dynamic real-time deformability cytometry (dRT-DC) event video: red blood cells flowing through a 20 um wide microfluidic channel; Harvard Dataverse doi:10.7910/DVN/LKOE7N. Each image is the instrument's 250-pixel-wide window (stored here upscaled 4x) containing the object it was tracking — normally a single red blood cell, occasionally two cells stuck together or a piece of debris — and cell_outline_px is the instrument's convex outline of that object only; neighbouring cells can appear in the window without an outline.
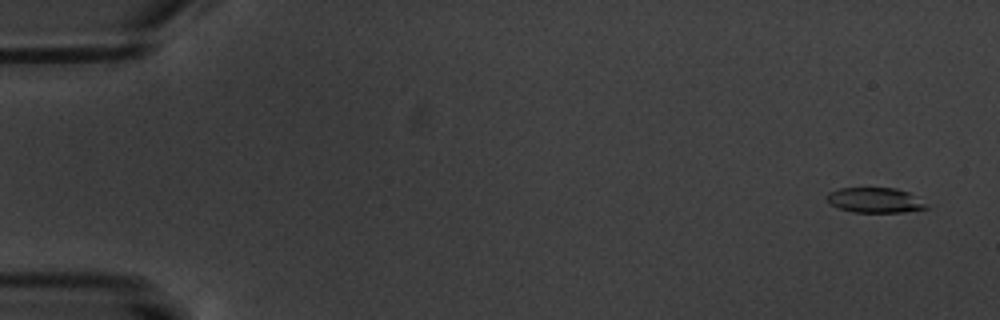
{"species": "common noctule bat (a hibernating species)", "species_latin": "Nyctalus noctula", "temperature_condition": "warm", "stored_images_in_passage": 7, "camera_frame_rate_fps": 3000, "um_per_image_px": 0.085, "animal": {"sex": "male", "body_mass_g": 20.1, "forearm_length_mm": 53.5}, "frame": {"image": 1, "passage_image": 1, "time_ms": 0.0, "image_size_px": [1000, 320], "cell_outline_px": [[928, 208], [904, 212], [852, 212], [828, 204], [828, 192], [840, 188], [896, 188], [908, 192], [928, 204]], "centroid_in_image_um": [74.38, 17.02], "position_along_channel_um": 10.6, "area_um2": 14.51}}
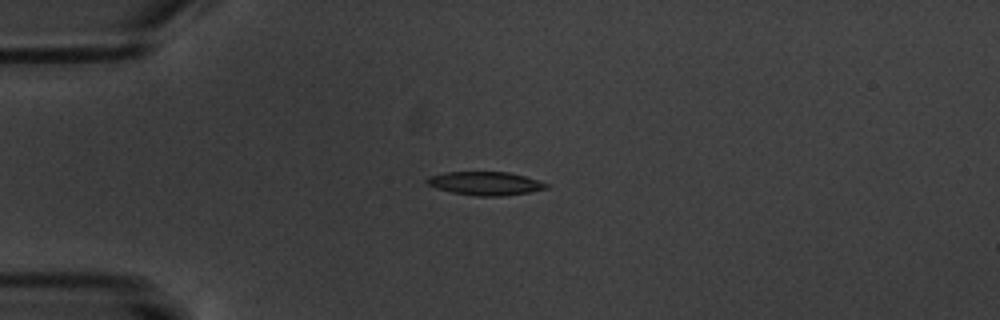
{"frame": {"image": 2, "passage_image": 5, "time_ms": 4.333, "image_size_px": [1000, 320], "cell_outline_px": [[552, 184], [548, 188], [532, 192], [500, 196], [476, 196], [452, 192], [436, 188], [428, 184], [424, 180], [428, 176], [448, 172], [508, 172], [540, 180]], "centroid_in_image_um": [41.3, 15.59], "position_along_channel_um": 43.7, "area_um2": 16.47}}